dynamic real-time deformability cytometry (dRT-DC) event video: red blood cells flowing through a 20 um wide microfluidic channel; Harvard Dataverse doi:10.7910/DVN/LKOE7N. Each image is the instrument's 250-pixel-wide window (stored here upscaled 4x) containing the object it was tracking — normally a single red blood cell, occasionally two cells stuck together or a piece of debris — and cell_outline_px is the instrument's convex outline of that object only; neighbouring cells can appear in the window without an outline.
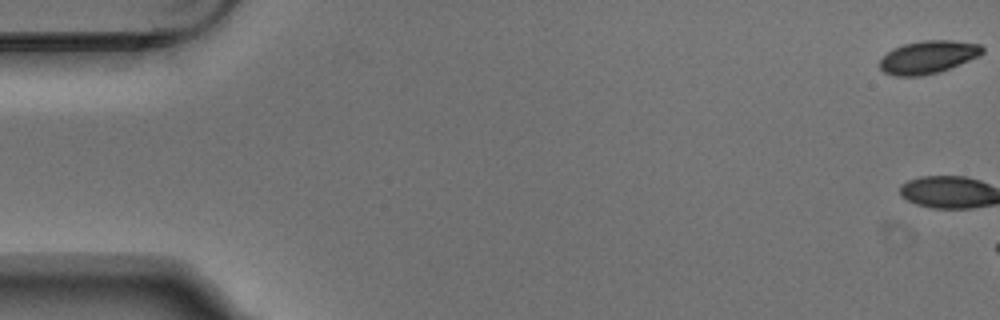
{"species": "Egyptian fruit bat (a non-hibernating species)", "species_latin": "Rousettus aegyptiacus", "temperature_condition": "warm", "stored_images_in_passage": 4, "camera_frame_rate_fps": 3000, "um_per_image_px": 0.085, "animal": {"sex": "male"}, "frame": {"image": 1, "passage_image": 1, "time_ms": 0.0, "image_size_px": [1000, 320], "cell_outline_px": [[984, 52], [980, 56], [940, 72], [920, 76], [896, 76], [884, 72], [880, 68], [880, 60], [892, 48], [904, 44], [924, 40], [952, 40], [980, 44], [984, 48]], "centroid_in_image_um": [78.91, 4.85], "position_along_channel_um": 6.1, "area_um2": 19.71}}